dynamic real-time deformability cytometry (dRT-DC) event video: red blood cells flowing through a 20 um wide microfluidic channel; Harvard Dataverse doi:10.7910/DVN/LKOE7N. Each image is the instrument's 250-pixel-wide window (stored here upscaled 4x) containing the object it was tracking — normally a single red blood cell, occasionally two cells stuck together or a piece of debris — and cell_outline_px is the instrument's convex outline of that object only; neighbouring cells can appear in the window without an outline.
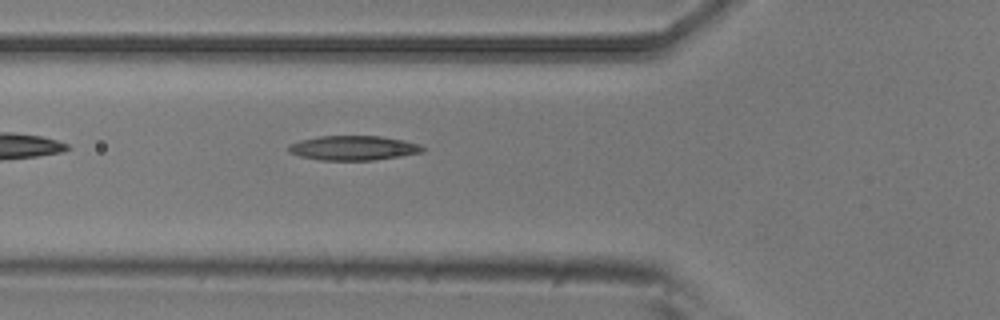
{"species": "common noctule bat (a hibernating species)", "species_latin": "Nyctalus noctula", "temperature_condition": "room temperature", "stored_images_in_passage": 3, "camera_frame_rate_fps": 3000, "um_per_image_px": 0.085, "animal": {"sex": "male", "body_mass_g": 20.5, "forearm_length_mm": 52.5}, "frame": {"image": 1, "passage_image": 3, "time_ms": 0.667, "image_size_px": [1000, 320], "cell_outline_px": [[424, 152], [400, 156], [372, 160], [320, 160], [300, 156], [288, 152], [288, 144], [300, 140], [320, 136], [380, 136], [404, 140], [420, 144], [424, 148]], "centroid_in_image_um": [30.03, 12.57], "position_along_channel_um": 95.8, "area_um2": 19.19}}